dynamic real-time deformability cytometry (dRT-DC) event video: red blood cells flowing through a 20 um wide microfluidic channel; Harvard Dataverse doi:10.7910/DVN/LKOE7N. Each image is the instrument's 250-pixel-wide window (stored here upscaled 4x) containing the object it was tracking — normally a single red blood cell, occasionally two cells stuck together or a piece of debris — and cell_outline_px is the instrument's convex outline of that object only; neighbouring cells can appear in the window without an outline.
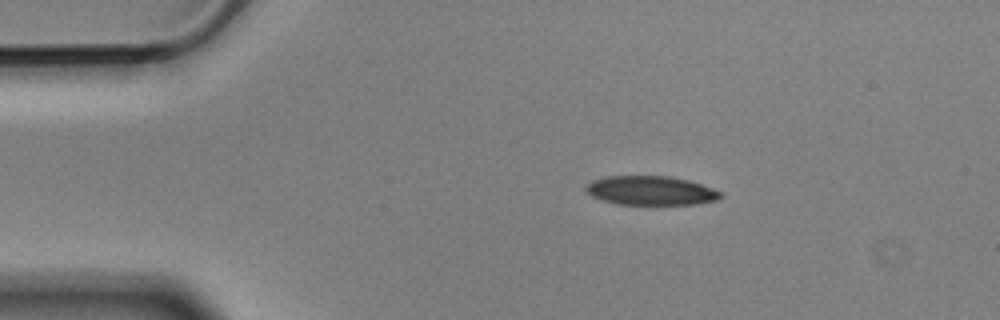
{"species": "Egyptian fruit bat (a non-hibernating species)", "species_latin": "Rousettus aegyptiacus", "temperature_condition": "cold", "stored_images_in_passage": 8, "camera_frame_rate_fps": 3000, "um_per_image_px": 0.085, "animal": {"sex": "male"}, "frame": {"image": 1, "passage_image": 1, "time_ms": 0.0, "image_size_px": [1000, 320], "cell_outline_px": [[724, 196], [716, 200], [696, 204], [616, 204], [592, 196], [584, 188], [592, 180], [604, 176], [668, 176], [688, 180], [724, 192]], "centroid_in_image_um": [55.34, 16.19], "position_along_channel_um": 29.7, "area_um2": 22.77}}
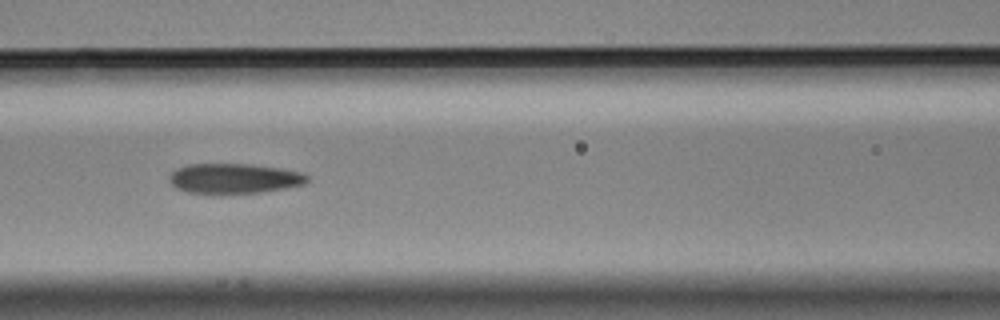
{"frame": {"image": 2, "passage_image": 5, "time_ms": 1.333, "image_size_px": [1000, 320], "cell_outline_px": [[308, 180], [304, 184], [284, 188], [260, 192], [188, 192], [176, 188], [168, 180], [168, 176], [176, 168], [188, 164], [252, 164], [280, 168], [304, 172], [308, 176]], "centroid_in_image_um": [19.9, 15.14], "position_along_channel_um": 146.7, "area_um2": 23.81}}
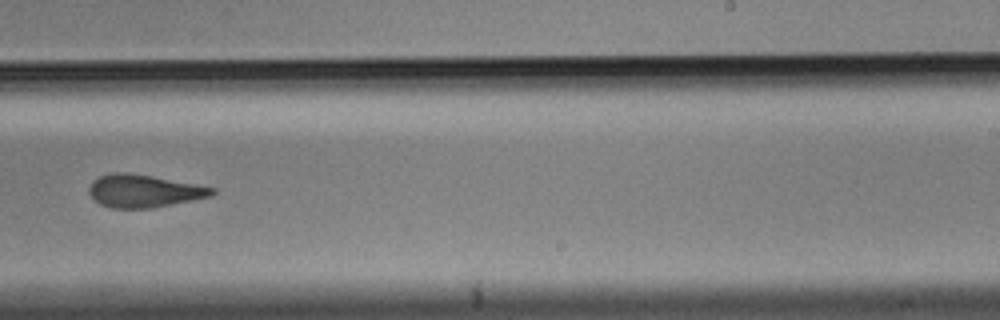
{"frame": {"image": 3, "passage_image": 8, "time_ms": 2.333, "image_size_px": [1000, 320], "cell_outline_px": [[216, 192], [212, 196], [148, 208], [112, 208], [100, 204], [88, 192], [88, 188], [92, 180], [100, 176], [112, 172], [124, 172], [152, 176], [196, 184], [216, 188]], "centroid_in_image_um": [12.21, 16.22], "position_along_channel_um": 276.8, "area_um2": 23.24}}